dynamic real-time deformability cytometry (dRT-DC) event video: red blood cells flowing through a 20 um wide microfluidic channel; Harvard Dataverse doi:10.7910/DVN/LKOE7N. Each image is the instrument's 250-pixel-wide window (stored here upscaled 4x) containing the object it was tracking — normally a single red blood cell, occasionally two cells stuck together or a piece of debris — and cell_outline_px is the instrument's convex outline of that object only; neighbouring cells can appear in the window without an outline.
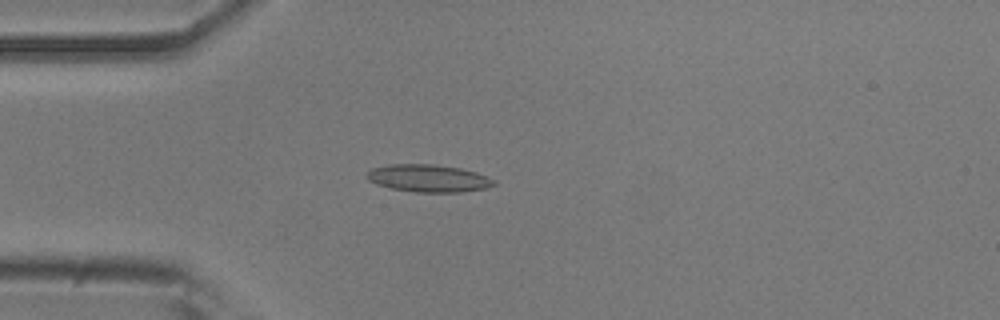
{"species": "common noctule bat (a hibernating species)", "species_latin": "Nyctalus noctula", "temperature_condition": "room temperature", "stored_images_in_passage": 53, "camera_frame_rate_fps": 3000, "um_per_image_px": 0.085, "animal": {"sex": "male", "body_mass_g": 20.5, "forearm_length_mm": 52.5}, "frame": {"image": 1, "passage_image": 14, "time_ms": 4.333, "image_size_px": [1000, 320], "cell_outline_px": [[496, 184], [488, 188], [460, 192], [416, 192], [392, 188], [376, 184], [368, 180], [364, 176], [372, 168], [388, 164], [432, 164], [460, 168], [476, 172], [496, 180]], "centroid_in_image_um": [36.42, 15.15], "position_along_channel_um": 48.6, "area_um2": 20.4}}
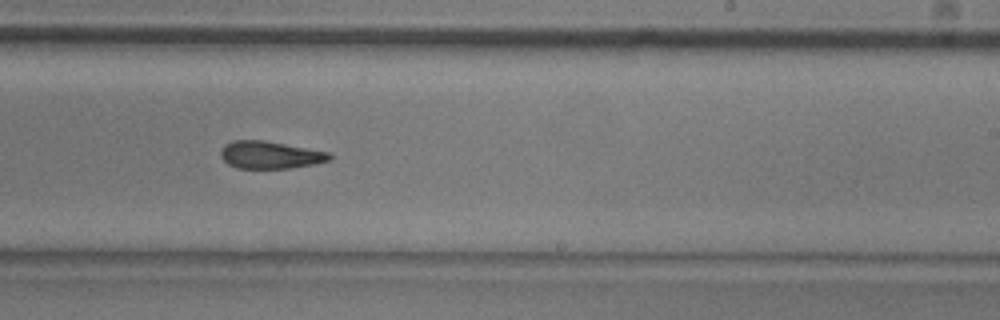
{"frame": {"image": 2, "passage_image": 32, "time_ms": 10.333, "image_size_px": [1000, 320], "cell_outline_px": [[332, 160], [312, 164], [288, 168], [236, 168], [228, 164], [220, 156], [220, 152], [224, 144], [232, 140], [264, 140], [328, 152], [332, 156]], "centroid_in_image_um": [22.92, 13.16], "position_along_channel_um": 266.1, "area_um2": 17.34}}
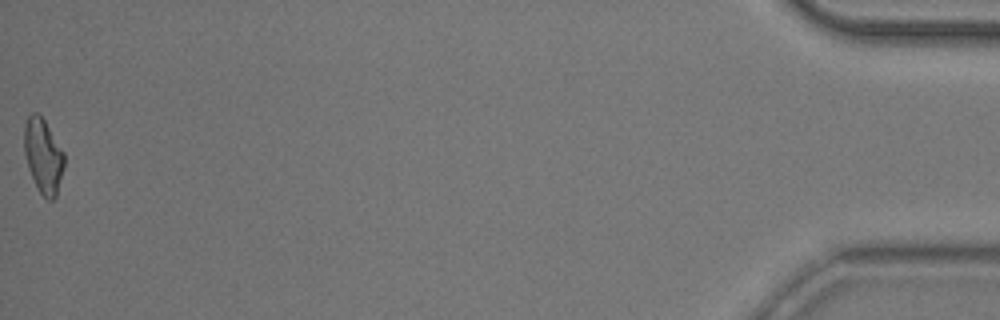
{"frame": {"image": 3, "passage_image": 53, "time_ms": 17.333, "image_size_px": [1000, 320], "cell_outline_px": [[64, 164], [56, 196], [52, 200], [48, 200], [40, 192], [28, 168], [24, 152], [24, 124], [28, 116], [32, 112], [36, 112], [44, 120], [64, 152]], "centroid_in_image_um": [3.66, 13.22], "position_along_channel_um": 431.5, "area_um2": 17.11}, "authors_computed_cell_mechanics": {"area_um2": 17.918, "velocity_mm_per_s": 3.7944, "shape_relaxation_time_tau1_ms": null, "shape_relaxation_time_tau2_ms": 4.3518, "deformation_change_tau1": null, "deformation_change_tau2": 0.1378}}